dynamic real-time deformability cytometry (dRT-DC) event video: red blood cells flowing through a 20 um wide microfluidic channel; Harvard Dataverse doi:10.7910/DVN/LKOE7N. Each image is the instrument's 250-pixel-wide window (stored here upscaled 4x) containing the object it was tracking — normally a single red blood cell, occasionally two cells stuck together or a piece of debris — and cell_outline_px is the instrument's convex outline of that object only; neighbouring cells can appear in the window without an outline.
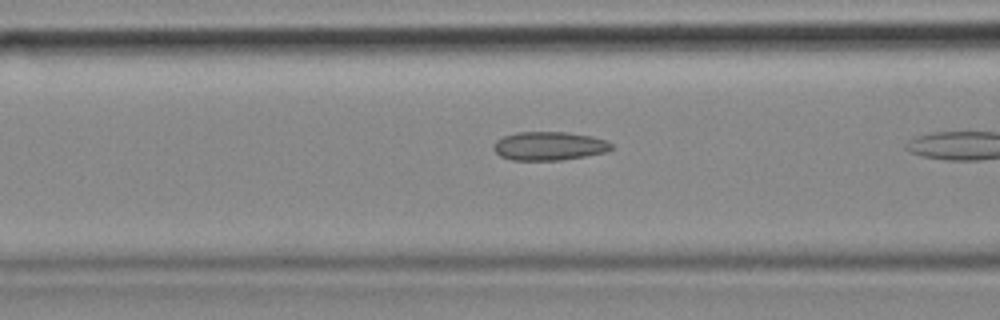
{"species": "common noctule bat (a hibernating species)", "species_latin": "Nyctalus noctula", "temperature_condition": "cold", "stored_images_in_passage": 14, "camera_frame_rate_fps": 3000, "um_per_image_px": 0.085, "animal": {"sex": "female", "body_mass_g": 18.4}, "frame": {"image": 1, "passage_image": 12, "time_ms": 3.667, "image_size_px": [1000, 320], "cell_outline_px": [[616, 148], [604, 152], [584, 156], [560, 160], [512, 160], [500, 156], [492, 148], [492, 144], [496, 140], [504, 136], [516, 132], [568, 132], [592, 136], [604, 140], [612, 144]], "centroid_in_image_um": [46.65, 12.4], "position_along_channel_um": 119.9, "area_um2": 19.71}}